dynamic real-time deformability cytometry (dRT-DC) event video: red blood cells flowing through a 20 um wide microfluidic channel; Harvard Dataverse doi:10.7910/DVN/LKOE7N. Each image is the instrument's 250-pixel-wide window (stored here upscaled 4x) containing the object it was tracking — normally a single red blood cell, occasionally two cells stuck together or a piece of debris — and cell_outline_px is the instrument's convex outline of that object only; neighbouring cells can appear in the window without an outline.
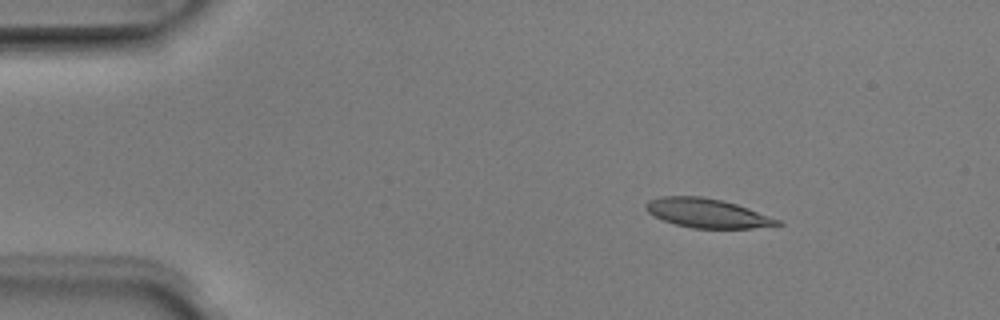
{"species": "Egyptian fruit bat (a non-hibernating species)", "species_latin": "Rousettus aegyptiacus", "temperature_condition": "room temperature", "stored_images_in_passage": 4, "camera_frame_rate_fps": 3000, "um_per_image_px": 0.085, "animal": {"sex": "male"}, "frame": {"image": 1, "passage_image": 3, "time_ms": 0.667, "image_size_px": [1000, 320], "cell_outline_px": [[784, 224], [752, 228], [692, 228], [676, 224], [664, 220], [648, 212], [644, 208], [644, 204], [648, 200], [660, 196], [700, 196], [724, 200], [748, 208], [780, 220]], "centroid_in_image_um": [60.09, 18.1], "position_along_channel_um": 24.9, "area_um2": 22.25}}